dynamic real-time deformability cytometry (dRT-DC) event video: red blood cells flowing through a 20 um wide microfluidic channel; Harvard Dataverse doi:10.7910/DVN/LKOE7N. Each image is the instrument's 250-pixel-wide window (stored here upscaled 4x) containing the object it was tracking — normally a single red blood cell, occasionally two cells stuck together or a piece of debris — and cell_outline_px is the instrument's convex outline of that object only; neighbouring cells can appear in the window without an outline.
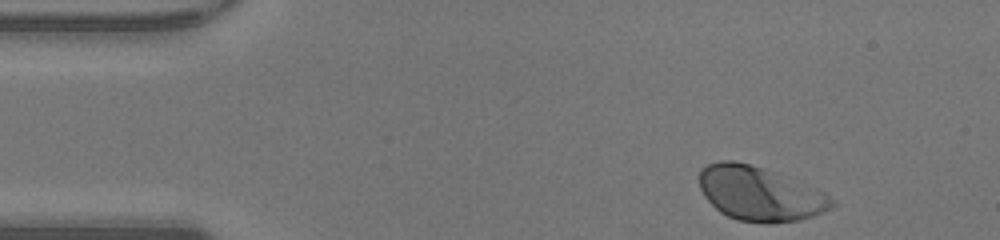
{"species": "human", "species_latin": "Homo sapiens", "temperature_condition": "warm", "stored_images_in_passage": 34, "camera_frame_rate_fps": 3000, "um_per_image_px": 0.085, "donor": {"sex": "male"}, "frame": {"image": 1, "passage_image": 1, "time_ms": 0.0, "image_size_px": [1000, 240], "cell_outline_px": [[836, 204], [832, 208], [824, 212], [800, 220], [768, 224], [736, 220], [720, 212], [704, 196], [700, 188], [700, 168], [708, 164], [720, 160], [732, 160], [752, 164], [764, 168], [816, 188], [824, 192], [836, 200]], "centroid_in_image_um": [64.6, 16.47], "position_along_channel_um": 20.4, "area_um2": 42.14}}
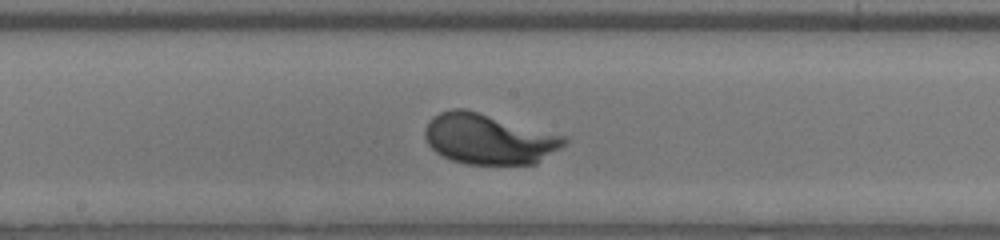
{"frame": {"image": 2, "passage_image": 20, "time_ms": 6.333, "image_size_px": [1000, 240], "cell_outline_px": [[568, 140], [560, 148], [536, 164], [468, 164], [452, 160], [440, 156], [428, 144], [424, 136], [424, 128], [428, 120], [432, 116], [440, 112], [452, 108], [464, 108], [564, 136]], "centroid_in_image_um": [41.48, 11.81], "position_along_channel_um": 206.7, "area_um2": 40.81}}
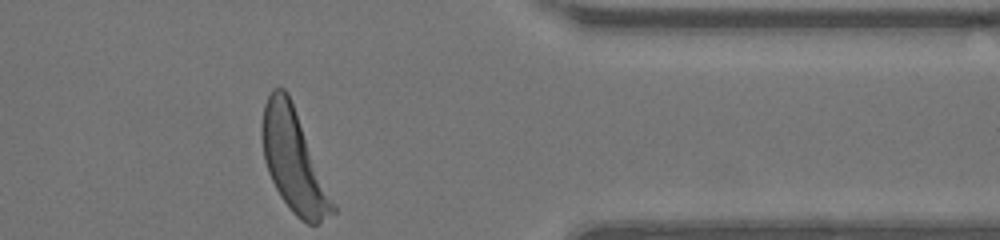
{"frame": {"image": 3, "passage_image": 34, "time_ms": 11.0, "image_size_px": [1000, 240], "cell_outline_px": [[336, 212], [320, 224], [308, 224], [300, 220], [292, 212], [280, 196], [268, 172], [264, 160], [260, 136], [260, 124], [264, 104], [272, 88], [284, 88], [288, 92], [336, 204]], "centroid_in_image_um": [24.96, 13.68], "position_along_channel_um": 386.4, "area_um2": 42.25}, "authors_computed_cell_mechanics": {"area_um2": 40.3155, "velocity_mm_per_s": 4.2788, "shape_relaxation_time_tau1_ms": 1.5696, "shape_relaxation_time_tau2_ms": null, "deformation_change_tau1": 0.146, "deformation_change_tau2": null}}